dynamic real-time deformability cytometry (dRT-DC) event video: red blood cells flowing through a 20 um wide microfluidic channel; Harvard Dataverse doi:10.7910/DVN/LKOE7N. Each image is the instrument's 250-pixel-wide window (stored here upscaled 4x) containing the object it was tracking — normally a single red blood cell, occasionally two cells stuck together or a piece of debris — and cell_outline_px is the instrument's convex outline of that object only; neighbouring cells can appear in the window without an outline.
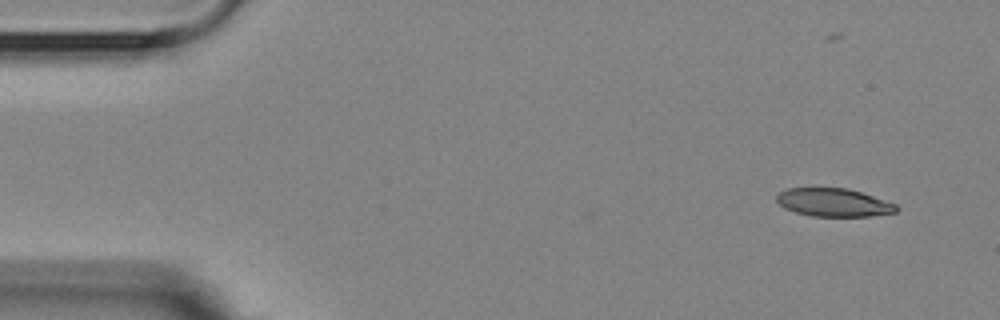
{"species": "Egyptian fruit bat (a non-hibernating species)", "species_latin": "Rousettus aegyptiacus", "temperature_condition": "room temperature", "stored_images_in_passage": 2, "segment_of_instrument_passage": [2, 2], "camera_frame_rate_fps": 3000, "um_per_image_px": 0.085, "animal": {"sex": "female"}, "frame": {"image": 1, "passage_image": 2, "time_ms": 2.0, "image_size_px": [1000, 320], "cell_outline_px": [[900, 208], [896, 212], [872, 216], [812, 216], [796, 212], [784, 208], [776, 200], [776, 196], [780, 192], [788, 188], [848, 188], [896, 204]], "centroid_in_image_um": [70.86, 17.21], "position_along_channel_um": 14.1, "area_um2": 19.54}}